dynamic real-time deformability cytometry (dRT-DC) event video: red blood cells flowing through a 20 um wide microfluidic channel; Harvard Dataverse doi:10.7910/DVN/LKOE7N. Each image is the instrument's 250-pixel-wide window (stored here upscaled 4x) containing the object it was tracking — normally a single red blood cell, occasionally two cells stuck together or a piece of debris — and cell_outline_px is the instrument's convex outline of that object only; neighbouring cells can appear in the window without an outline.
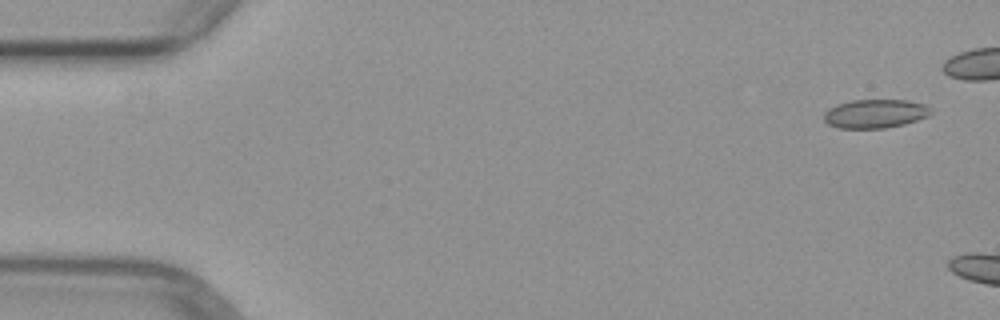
{"species": "common noctule bat (a hibernating species)", "species_latin": "Nyctalus noctula", "temperature_condition": "warm", "stored_images_in_passage": 2, "camera_frame_rate_fps": 3000, "um_per_image_px": 0.085, "animal": {"sex": "female", "body_mass_g": 29.2, "forearm_length_mm": 56.3}, "frame": {"image": 1, "passage_image": 1, "time_ms": 0.0, "image_size_px": [1000, 320], "cell_outline_px": [[932, 112], [928, 116], [904, 124], [884, 128], [836, 128], [828, 124], [824, 120], [824, 112], [828, 108], [836, 104], [852, 100], [908, 100], [924, 104], [932, 108]], "centroid_in_image_um": [74.37, 9.66], "position_along_channel_um": 10.6, "area_um2": 18.03}}